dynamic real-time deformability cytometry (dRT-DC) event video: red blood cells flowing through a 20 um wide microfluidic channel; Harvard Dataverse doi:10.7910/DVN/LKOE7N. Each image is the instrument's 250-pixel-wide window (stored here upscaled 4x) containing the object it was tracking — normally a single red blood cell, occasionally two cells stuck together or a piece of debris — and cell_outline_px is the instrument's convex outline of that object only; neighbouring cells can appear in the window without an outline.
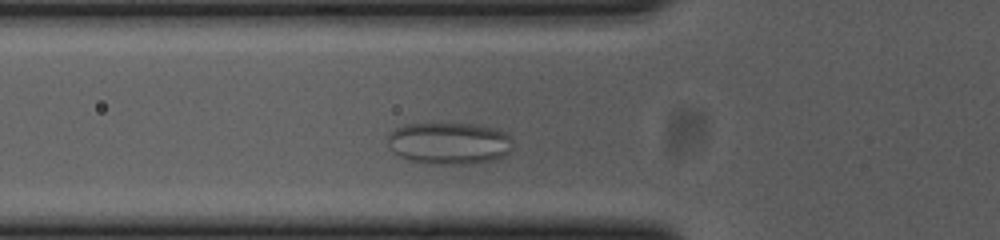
{"species": "common noctule bat (a hibernating species)", "species_latin": "Nyctalus noctula", "temperature_condition": "cold", "stored_images_in_passage": 37, "camera_frame_rate_fps": 3000, "um_per_image_px": 0.085, "animal": {"sex": "female", "body_mass_g": 23.0, "forearm_length_mm": 53.4}, "frame": {"image": 1, "passage_image": 8, "time_ms": 2.333, "image_size_px": [1000, 240], "cell_outline_px": [[512, 148], [504, 156], [492, 160], [472, 164], [416, 164], [392, 152], [388, 144], [388, 136], [396, 128], [404, 124], [480, 124], [496, 128], [504, 132], [512, 140]], "centroid_in_image_um": [38.17, 12.19], "position_along_channel_um": 87.6, "area_um2": 30.98}}
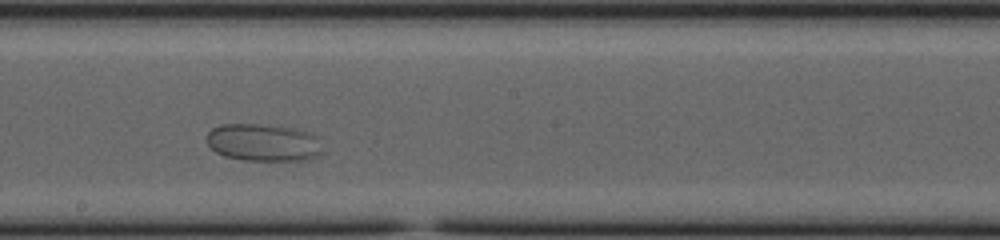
{"frame": {"image": 2, "passage_image": 20, "time_ms": 6.333, "image_size_px": [1000, 240], "cell_outline_px": [[320, 152], [316, 156], [308, 160], [244, 160], [224, 156], [216, 152], [208, 144], [208, 132], [212, 128], [220, 124], [260, 124], [296, 128], [312, 136]], "centroid_in_image_um": [22.27, 12.11], "position_along_channel_um": 225.9, "area_um2": 24.62}}
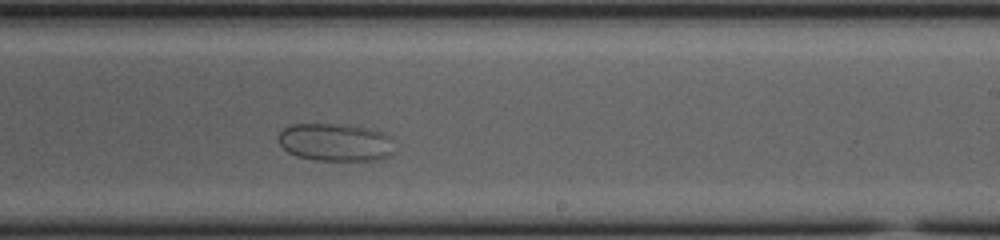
{"frame": {"image": 3, "passage_image": 23, "time_ms": 7.333, "image_size_px": [1000, 240], "cell_outline_px": [[392, 152], [388, 156], [380, 160], [316, 160], [296, 156], [288, 152], [280, 144], [276, 136], [284, 128], [292, 124], [332, 124], [368, 128], [392, 136]], "centroid_in_image_um": [28.48, 12.1], "position_along_channel_um": 260.5, "area_um2": 25.49}}